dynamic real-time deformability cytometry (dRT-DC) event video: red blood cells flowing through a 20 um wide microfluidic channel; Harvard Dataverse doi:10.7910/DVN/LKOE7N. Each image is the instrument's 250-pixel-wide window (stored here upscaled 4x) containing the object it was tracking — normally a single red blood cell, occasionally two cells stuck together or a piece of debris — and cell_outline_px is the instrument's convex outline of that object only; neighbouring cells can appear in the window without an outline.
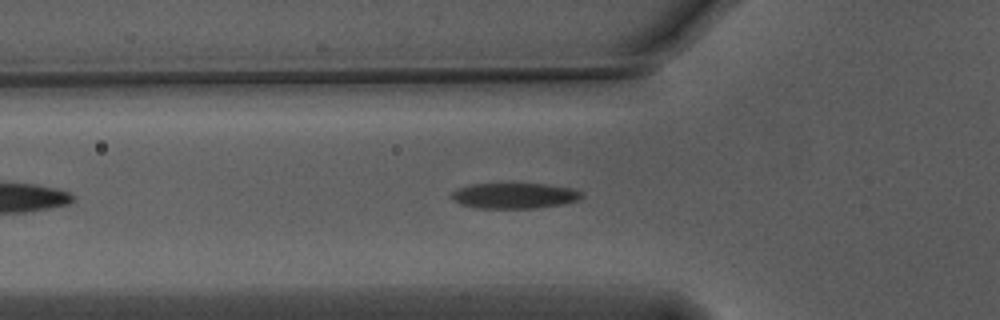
{"species": "Egyptian fruit bat (a non-hibernating species)", "species_latin": "Rousettus aegyptiacus", "temperature_condition": "warm", "stored_images_in_passage": 30, "camera_frame_rate_fps": 3000, "um_per_image_px": 0.085, "animal": {"sex": "male"}, "frame": {"image": 1, "passage_image": 9, "time_ms": 2.667, "image_size_px": [1000, 320], "cell_outline_px": [[584, 196], [576, 200], [560, 204], [536, 208], [472, 208], [460, 204], [452, 200], [452, 192], [460, 188], [472, 184], [548, 184], [572, 188], [584, 192]], "centroid_in_image_um": [43.73, 16.64], "position_along_channel_um": 82.1, "area_um2": 19.36}}
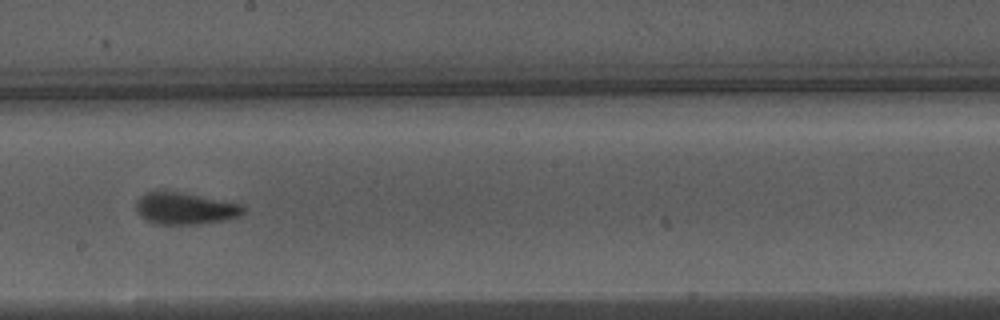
{"frame": {"image": 2, "passage_image": 21, "time_ms": 6.667, "image_size_px": [1000, 320], "cell_outline_px": [[244, 212], [240, 216], [224, 220], [200, 224], [156, 224], [140, 216], [136, 212], [136, 200], [140, 196], [148, 192], [180, 192], [240, 204], [244, 208]], "centroid_in_image_um": [15.7, 17.73], "position_along_channel_um": 232.5, "area_um2": 19.59}}
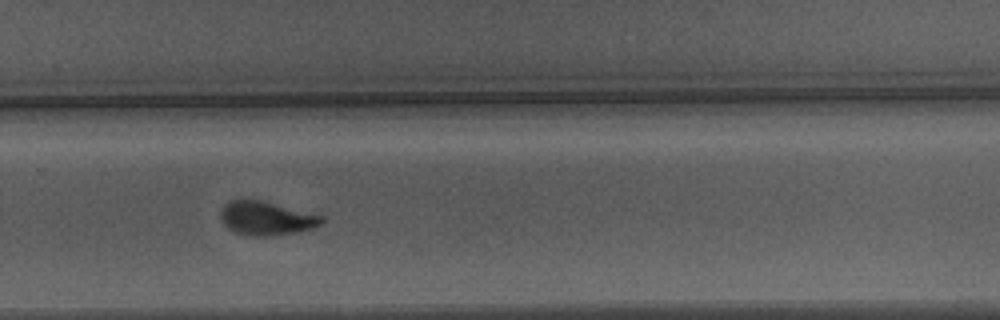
{"frame": {"image": 3, "passage_image": 27, "time_ms": 8.667, "image_size_px": [1000, 320], "cell_outline_px": [[324, 220], [320, 224], [312, 228], [296, 232], [268, 236], [248, 236], [236, 232], [228, 228], [224, 224], [220, 216], [220, 212], [224, 204], [228, 200], [240, 196], [260, 200], [324, 216]], "centroid_in_image_um": [22.57, 18.52], "position_along_channel_um": 307.2, "area_um2": 20.17}}